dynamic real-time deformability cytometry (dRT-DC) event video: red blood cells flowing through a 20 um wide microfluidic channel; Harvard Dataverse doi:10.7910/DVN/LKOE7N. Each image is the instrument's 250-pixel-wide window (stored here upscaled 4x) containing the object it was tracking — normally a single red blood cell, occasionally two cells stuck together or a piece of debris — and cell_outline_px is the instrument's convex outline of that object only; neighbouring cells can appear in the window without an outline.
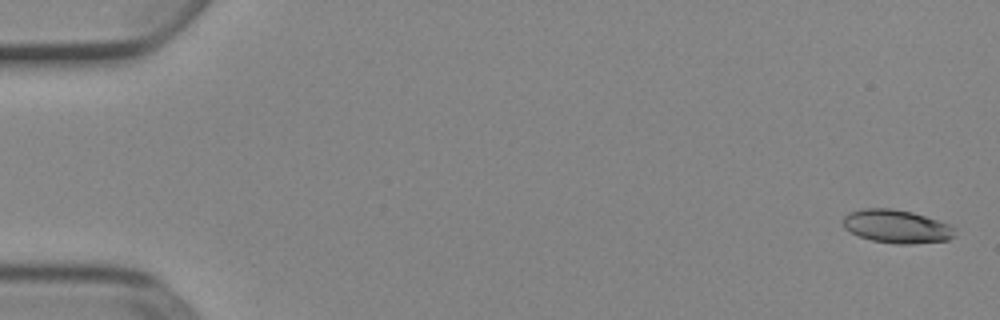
{"species": "Egyptian fruit bat (a non-hibernating species)", "species_latin": "Rousettus aegyptiacus", "temperature_condition": "cold", "stored_images_in_passage": 52, "camera_frame_rate_fps": 3000, "um_per_image_px": 0.085, "animal": {"sex": "female"}, "frame": {"image": 1, "passage_image": 1, "time_ms": 0.0, "image_size_px": [1000, 320], "cell_outline_px": [[956, 236], [948, 240], [912, 244], [896, 244], [872, 240], [860, 236], [844, 228], [844, 216], [848, 212], [864, 208], [892, 208], [912, 212], [948, 224], [952, 228]], "centroid_in_image_um": [76.2, 19.24], "position_along_channel_um": 8.8, "area_um2": 21.5}}
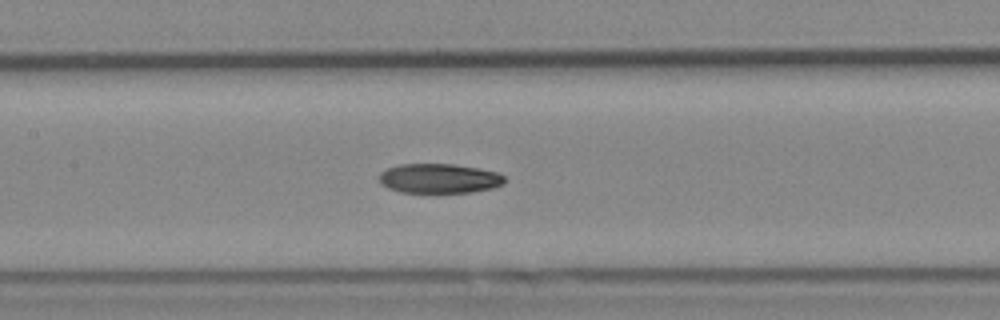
{"frame": {"image": 2, "passage_image": 25, "time_ms": 8.0, "image_size_px": [1000, 320], "cell_outline_px": [[504, 184], [492, 188], [472, 192], [400, 192], [388, 188], [380, 184], [380, 172], [388, 168], [400, 164], [452, 164], [480, 168], [496, 172], [504, 176]], "centroid_in_image_um": [37.33, 15.16], "position_along_channel_um": 170.1, "area_um2": 21.56}}
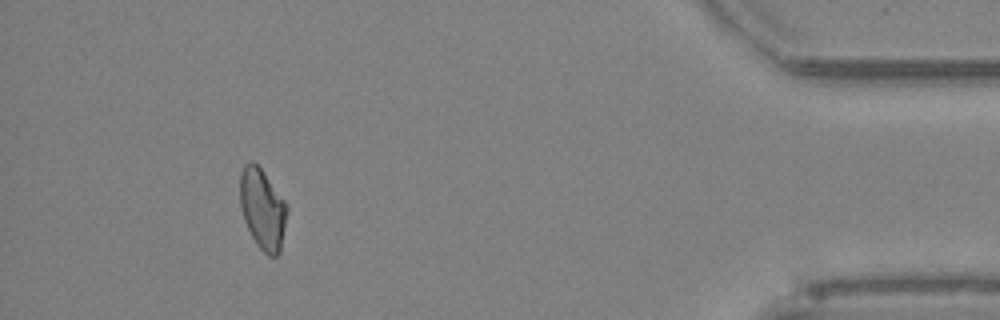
{"frame": {"image": 3, "passage_image": 48, "time_ms": 15.667, "image_size_px": [1000, 320], "cell_outline_px": [[288, 212], [280, 252], [276, 256], [268, 256], [256, 244], [244, 220], [240, 208], [240, 172], [244, 164], [248, 160], [252, 160], [260, 168], [288, 204]], "centroid_in_image_um": [22.32, 17.75], "position_along_channel_um": 412.9, "area_um2": 22.25}}